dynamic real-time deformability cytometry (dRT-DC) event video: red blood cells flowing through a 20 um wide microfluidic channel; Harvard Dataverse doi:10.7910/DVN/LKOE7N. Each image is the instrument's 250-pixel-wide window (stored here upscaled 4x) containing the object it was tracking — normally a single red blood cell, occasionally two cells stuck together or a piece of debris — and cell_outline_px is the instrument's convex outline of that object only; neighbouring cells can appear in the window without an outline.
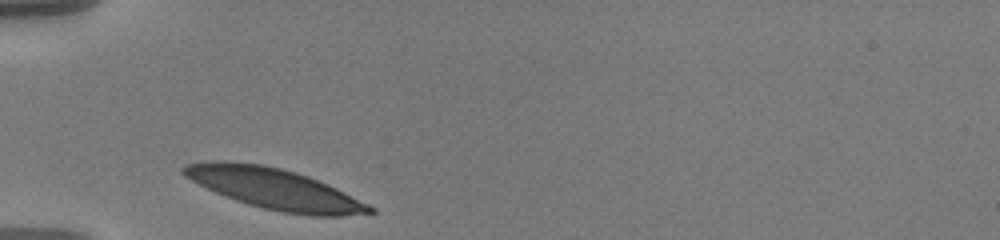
{"species": "human", "species_latin": "Homo sapiens", "temperature_condition": "warm", "stored_images_in_passage": 31, "camera_frame_rate_fps": 3000, "um_per_image_px": 0.085, "donor": {"sex": "male"}, "frame": {"image": 1, "passage_image": 1, "time_ms": 0.0, "image_size_px": [1000, 240], "cell_outline_px": [[376, 212], [340, 216], [308, 216], [280, 212], [248, 204], [236, 200], [216, 192], [184, 176], [180, 172], [180, 168], [184, 164], [212, 160], [224, 160], [264, 164], [296, 172], [328, 184], [376, 208]], "centroid_in_image_um": [23.31, 16.03], "position_along_channel_um": 61.7, "area_um2": 44.16}}
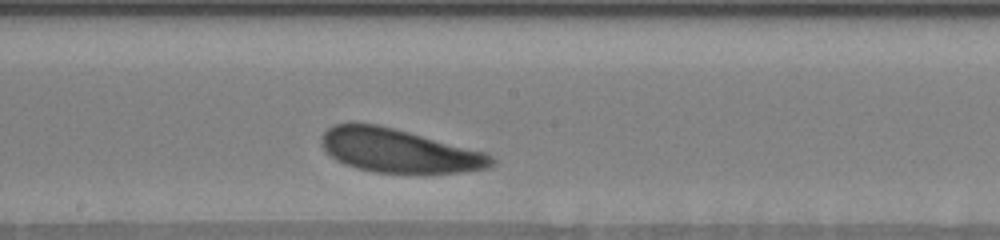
{"frame": {"image": 2, "passage_image": 15, "time_ms": 4.667, "image_size_px": [1000, 240], "cell_outline_px": [[496, 160], [492, 168], [420, 176], [408, 176], [376, 172], [356, 168], [344, 164], [336, 160], [320, 144], [320, 136], [328, 128], [336, 124], [376, 124], [396, 128], [484, 152]], "centroid_in_image_um": [33.93, 12.86], "position_along_channel_um": 214.3, "area_um2": 44.1}}
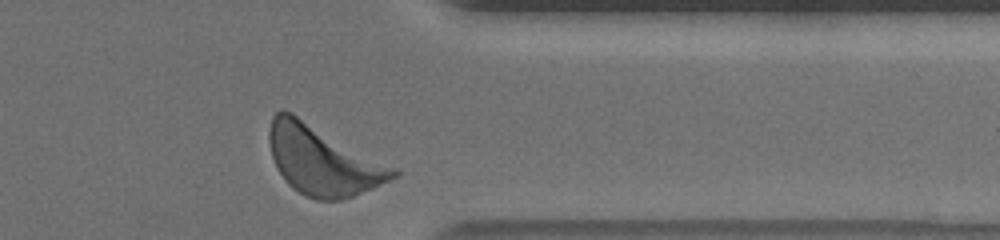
{"frame": {"image": 3, "passage_image": 30, "time_ms": 9.667, "image_size_px": [1000, 240], "cell_outline_px": [[400, 176], [372, 188], [352, 196], [340, 200], [316, 200], [304, 196], [292, 188], [288, 184], [280, 172], [272, 156], [268, 140], [268, 132], [272, 116], [280, 108], [292, 112], [396, 168], [400, 172]], "centroid_in_image_um": [27.42, 13.62], "position_along_channel_um": 384.0, "area_um2": 49.94}, "authors_computed_cell_mechanics": {"area_um2": 43.5234, "velocity_mm_per_s": 3.4593, "shape_relaxation_time_tau1_ms": 0.6808, "shape_relaxation_time_tau2_ms": 6.4949, "deformation_change_tau1": 0.0832, "deformation_change_tau2": 0.1585}}